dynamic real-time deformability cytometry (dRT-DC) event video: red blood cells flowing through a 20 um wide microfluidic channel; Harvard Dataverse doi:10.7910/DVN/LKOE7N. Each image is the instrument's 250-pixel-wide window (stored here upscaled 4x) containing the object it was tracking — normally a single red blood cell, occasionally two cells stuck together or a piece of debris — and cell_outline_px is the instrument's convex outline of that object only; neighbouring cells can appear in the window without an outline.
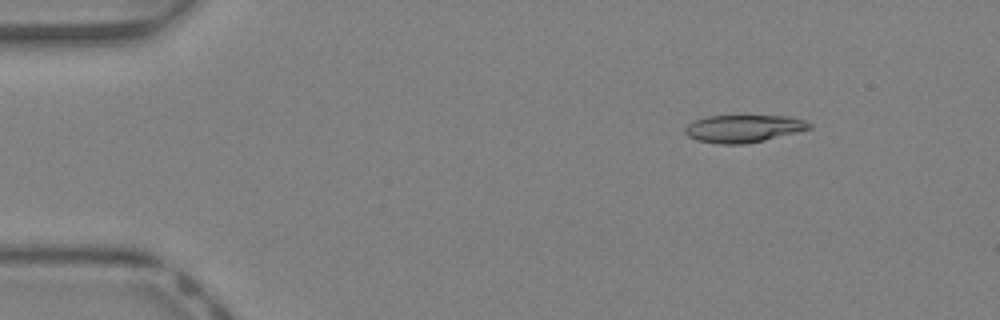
{"species": "Egyptian fruit bat (a non-hibernating species)", "species_latin": "Rousettus aegyptiacus", "temperature_condition": "warm", "stored_images_in_passage": 43, "camera_frame_rate_fps": 3000, "um_per_image_px": 0.085, "animal": {"sex": "female"}, "frame": {"image": 1, "passage_image": 6, "time_ms": 1.667, "image_size_px": [1000, 320], "cell_outline_px": [[812, 128], [764, 140], [744, 144], [720, 144], [696, 140], [688, 136], [684, 132], [684, 128], [692, 120], [708, 116], [788, 116], [808, 120], [812, 124]], "centroid_in_image_um": [63.19, 10.92], "position_along_channel_um": 21.8, "area_um2": 20.0}}
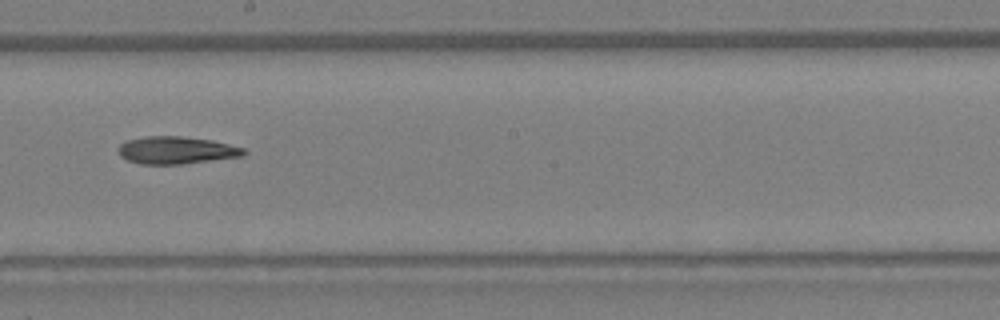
{"frame": {"image": 2, "passage_image": 24, "time_ms": 7.667, "image_size_px": [1000, 320], "cell_outline_px": [[248, 152], [244, 156], [184, 164], [140, 164], [128, 160], [120, 156], [120, 144], [128, 140], [144, 136], [180, 136], [212, 140], [244, 148]], "centroid_in_image_um": [15.03, 12.77], "position_along_channel_um": 233.2, "area_um2": 20.06}}
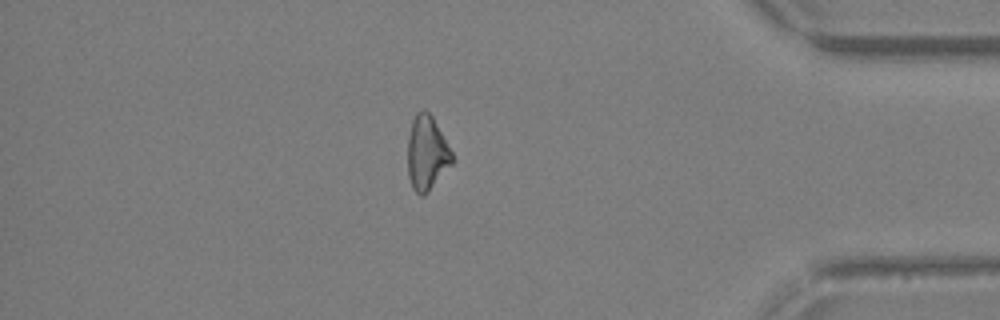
{"frame": {"image": 3, "passage_image": 36, "time_ms": 11.667, "image_size_px": [1000, 320], "cell_outline_px": [[452, 164], [424, 196], [420, 196], [412, 188], [408, 176], [408, 136], [412, 120], [416, 112], [424, 108], [432, 116], [452, 152]], "centroid_in_image_um": [36.26, 13.01], "position_along_channel_um": 398.9, "area_um2": 19.19}, "authors_computed_cell_mechanics": {"area_um2": 20.0566, "velocity_mm_per_s": 4.9998, "shape_relaxation_time_tau1_ms": 7.3851, "shape_relaxation_time_tau2_ms": null, "deformation_change_tau1": 0.2081, "deformation_change_tau2": null}}